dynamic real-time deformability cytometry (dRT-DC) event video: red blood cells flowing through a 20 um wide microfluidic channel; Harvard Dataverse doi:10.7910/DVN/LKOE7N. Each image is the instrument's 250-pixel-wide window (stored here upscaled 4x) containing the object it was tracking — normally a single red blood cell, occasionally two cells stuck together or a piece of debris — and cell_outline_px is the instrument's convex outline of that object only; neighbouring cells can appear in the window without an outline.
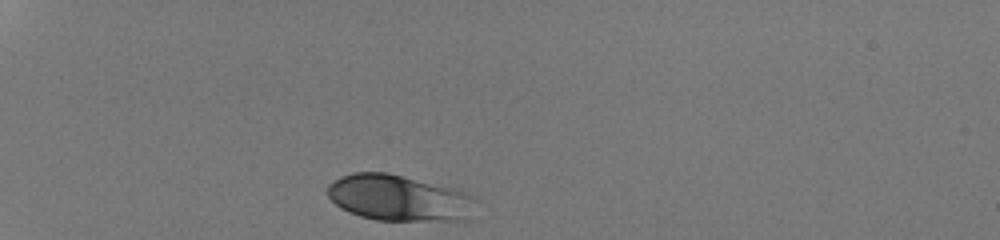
{"species": "human", "species_latin": "Homo sapiens", "temperature_condition": "room temperature", "stored_images_in_passage": 30, "camera_frame_rate_fps": 3000, "um_per_image_px": 0.085, "donor": {"sex": "male"}, "frame": {"image": 1, "passage_image": 1, "time_ms": 0.0, "image_size_px": [1000, 240], "cell_outline_px": [[476, 200], [472, 220], [376, 220], [360, 216], [348, 212], [340, 208], [328, 196], [328, 184], [340, 176], [352, 172], [388, 172], [452, 188], [476, 196]], "centroid_in_image_um": [33.93, 16.83], "position_along_channel_um": 51.1, "area_um2": 40.11}}
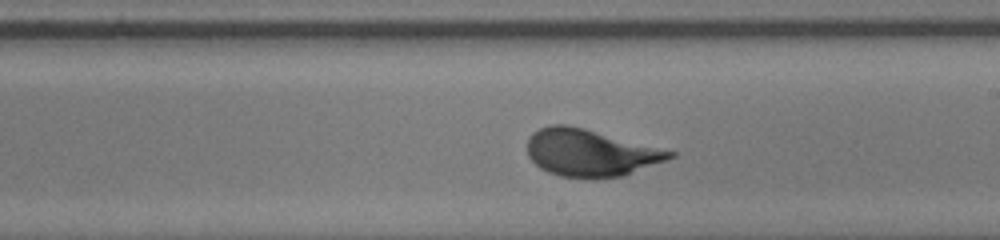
{"frame": {"image": 2, "passage_image": 18, "time_ms": 5.667, "image_size_px": [1000, 240], "cell_outline_px": [[676, 156], [624, 176], [560, 176], [548, 172], [540, 168], [528, 156], [528, 140], [532, 132], [540, 128], [552, 124], [564, 124], [584, 128], [676, 152]], "centroid_in_image_um": [50.16, 12.96], "position_along_channel_um": 238.8, "area_um2": 38.32}}
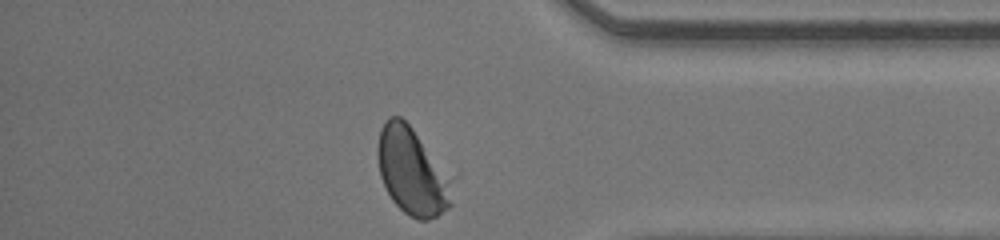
{"frame": {"image": 3, "passage_image": 30, "time_ms": 9.667, "image_size_px": [1000, 240], "cell_outline_px": [[452, 204], [448, 208], [436, 216], [428, 220], [420, 220], [408, 216], [392, 200], [380, 176], [376, 152], [376, 148], [380, 128], [384, 120], [388, 116], [400, 116], [412, 128], [448, 180]], "centroid_in_image_um": [34.91, 14.58], "position_along_channel_um": 400.3, "area_um2": 36.41}, "authors_computed_cell_mechanics": {"area_um2": 38.5526, "velocity_mm_per_s": 4.2363, "shape_relaxation_time_tau1_ms": 2.8009, "shape_relaxation_time_tau2_ms": null, "deformation_change_tau1": 0.1655, "deformation_change_tau2": null}}